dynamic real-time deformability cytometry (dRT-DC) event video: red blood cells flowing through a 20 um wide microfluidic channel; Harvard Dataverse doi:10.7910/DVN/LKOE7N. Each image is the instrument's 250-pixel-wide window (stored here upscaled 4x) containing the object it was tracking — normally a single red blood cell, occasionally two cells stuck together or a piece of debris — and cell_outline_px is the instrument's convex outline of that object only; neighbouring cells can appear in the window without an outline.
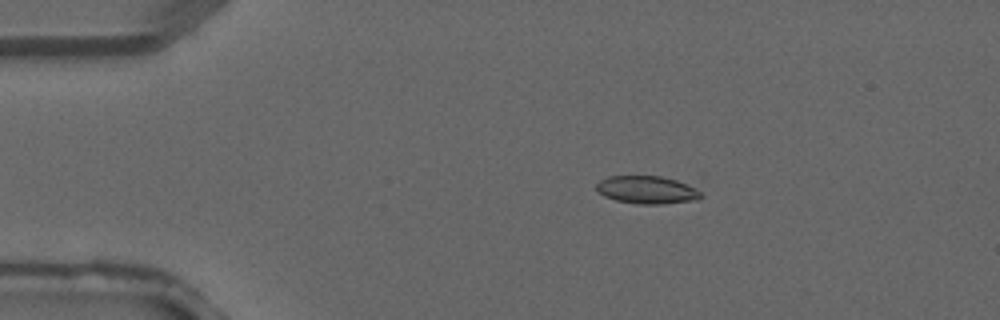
{"species": "common noctule bat (a hibernating species)", "species_latin": "Nyctalus noctula", "temperature_condition": "warm", "stored_images_in_passage": 2, "camera_frame_rate_fps": 3000, "um_per_image_px": 0.085, "animal": {"sex": "male", "forearm_length_mm": 52.5}, "frame": {"image": 1, "passage_image": 1, "time_ms": 0.0, "image_size_px": [1000, 320], "cell_outline_px": [[704, 196], [696, 200], [660, 204], [640, 204], [616, 200], [604, 196], [596, 188], [596, 184], [600, 180], [608, 176], [660, 176], [696, 184]], "centroid_in_image_um": [55.09, 16.12], "position_along_channel_um": 29.9, "area_um2": 17.28}}